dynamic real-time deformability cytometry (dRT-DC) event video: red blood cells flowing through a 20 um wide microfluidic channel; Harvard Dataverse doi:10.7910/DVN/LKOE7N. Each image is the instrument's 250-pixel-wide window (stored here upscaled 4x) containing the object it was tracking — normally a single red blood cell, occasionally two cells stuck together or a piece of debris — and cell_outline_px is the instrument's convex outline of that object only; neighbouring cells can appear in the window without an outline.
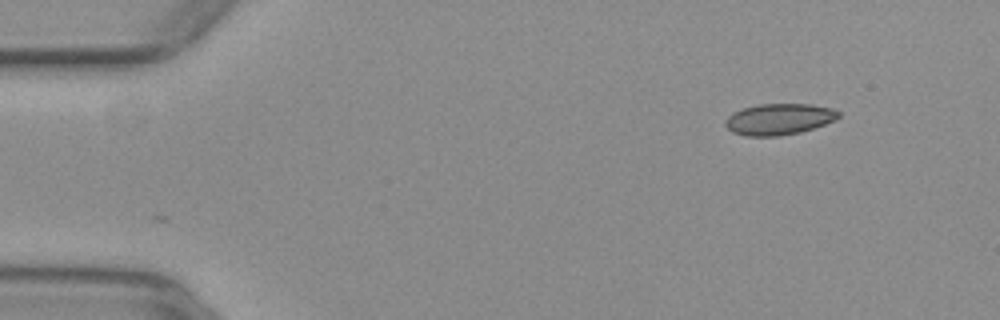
{"species": "common noctule bat (a hibernating species)", "species_latin": "Nyctalus noctula", "temperature_condition": "warm", "stored_images_in_passage": 2, "camera_frame_rate_fps": 3000, "um_per_image_px": 0.085, "animal": {"sex": "female", "body_mass_g": 29.2, "forearm_length_mm": 56.3}, "frame": {"image": 1, "passage_image": 1, "time_ms": 0.0, "image_size_px": [1000, 320], "cell_outline_px": [[840, 116], [836, 120], [800, 132], [780, 136], [744, 136], [732, 132], [724, 124], [724, 120], [732, 112], [744, 108], [760, 104], [812, 104], [832, 108], [840, 112]], "centroid_in_image_um": [66.2, 10.13], "position_along_channel_um": 18.8, "area_um2": 20.69}}